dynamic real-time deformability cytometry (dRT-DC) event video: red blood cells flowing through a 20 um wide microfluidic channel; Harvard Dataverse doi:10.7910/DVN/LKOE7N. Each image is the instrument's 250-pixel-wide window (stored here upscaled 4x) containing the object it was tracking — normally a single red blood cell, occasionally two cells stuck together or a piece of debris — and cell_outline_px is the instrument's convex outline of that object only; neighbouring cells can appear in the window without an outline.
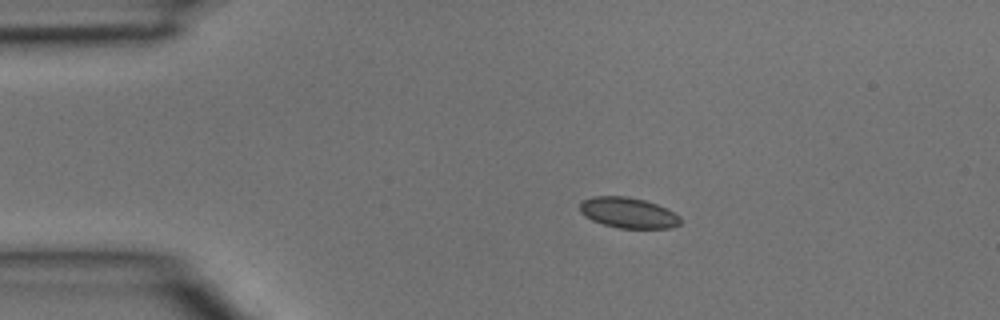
{"species": "common noctule bat (a hibernating species)", "species_latin": "Nyctalus noctula", "temperature_condition": "room temperature", "stored_images_in_passage": 3, "camera_frame_rate_fps": 3000, "um_per_image_px": 0.085, "animal": {"sex": "male", "body_mass_g": 15.6}, "frame": {"image": 1, "passage_image": 2, "time_ms": 0.333, "image_size_px": [1000, 320], "cell_outline_px": [[680, 224], [672, 228], [620, 228], [604, 224], [592, 220], [584, 216], [580, 212], [580, 200], [592, 196], [628, 196], [644, 200], [668, 208], [680, 216]], "centroid_in_image_um": [53.39, 18.07], "position_along_channel_um": 31.6, "area_um2": 18.09}}